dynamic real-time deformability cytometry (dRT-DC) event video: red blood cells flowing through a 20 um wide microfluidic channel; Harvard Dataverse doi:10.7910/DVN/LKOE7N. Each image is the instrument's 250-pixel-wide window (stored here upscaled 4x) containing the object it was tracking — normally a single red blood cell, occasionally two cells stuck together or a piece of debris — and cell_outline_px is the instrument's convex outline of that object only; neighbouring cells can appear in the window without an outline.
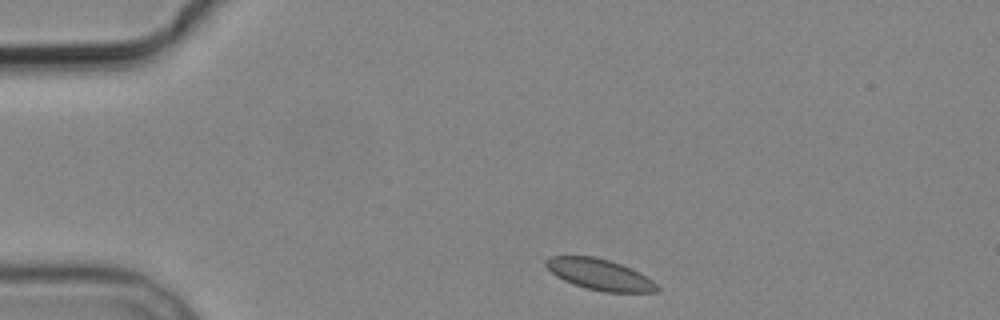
{"species": "common noctule bat (a hibernating species)", "species_latin": "Nyctalus noctula", "temperature_condition": "cold", "stored_images_in_passage": 3, "camera_frame_rate_fps": 3000, "um_per_image_px": 0.085, "animal": {"sex": "male", "body_mass_g": 19.2, "forearm_length_mm": 51.8}, "frame": {"image": 1, "passage_image": 1, "time_ms": 0.0, "image_size_px": [1000, 320], "cell_outline_px": [[660, 292], [604, 292], [584, 288], [572, 284], [556, 276], [544, 264], [544, 260], [552, 256], [596, 256], [620, 264], [640, 272], [652, 280], [660, 288]], "centroid_in_image_um": [50.98, 23.34], "position_along_channel_um": 34.0, "area_um2": 20.17}}
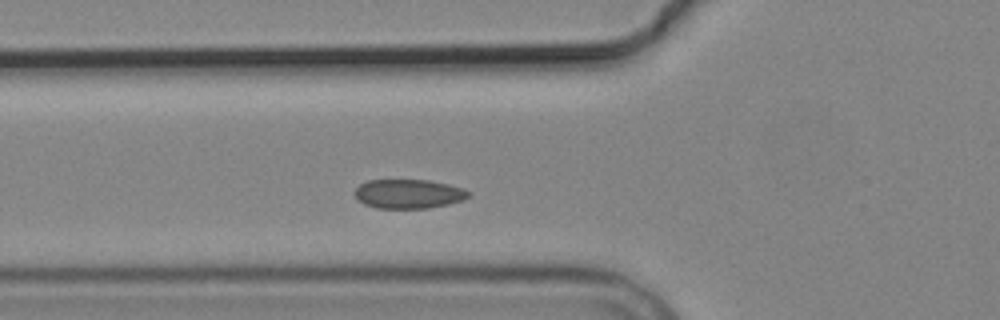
{"frame": {"image": 2, "passage_image": 3, "time_ms": 3.0, "image_size_px": [1000, 320], "cell_outline_px": [[472, 192], [464, 200], [448, 204], [428, 208], [376, 208], [364, 204], [352, 192], [360, 184], [368, 180], [428, 180], [448, 184], [464, 188]], "centroid_in_image_um": [34.74, 16.47], "position_along_channel_um": 91.1, "area_um2": 19.42}}